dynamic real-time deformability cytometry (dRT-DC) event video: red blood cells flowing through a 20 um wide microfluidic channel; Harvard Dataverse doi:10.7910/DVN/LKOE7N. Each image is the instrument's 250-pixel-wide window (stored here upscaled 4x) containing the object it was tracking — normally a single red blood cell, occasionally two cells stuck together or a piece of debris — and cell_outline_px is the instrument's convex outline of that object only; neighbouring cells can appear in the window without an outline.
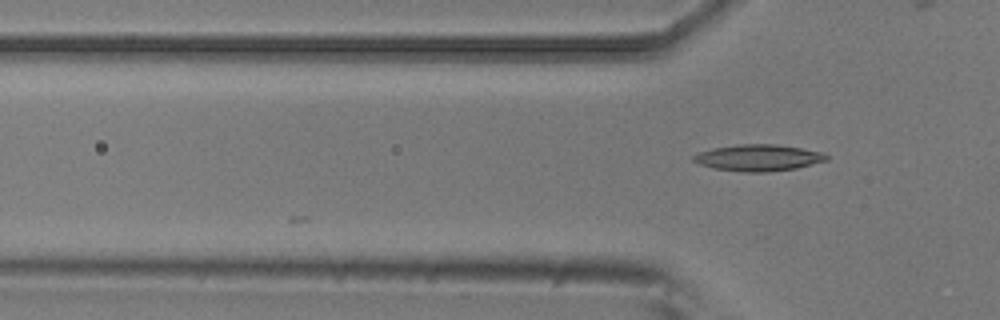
{"species": "common noctule bat (a hibernating species)", "species_latin": "Nyctalus noctula", "temperature_condition": "room temperature", "stored_images_in_passage": 6, "camera_frame_rate_fps": 3000, "um_per_image_px": 0.085, "animal": {"sex": "male", "body_mass_g": 20.5, "forearm_length_mm": 52.5}, "frame": {"image": 1, "passage_image": 5, "time_ms": 1.333, "image_size_px": [1000, 320], "cell_outline_px": [[828, 160], [796, 168], [768, 172], [744, 172], [712, 168], [700, 164], [692, 160], [692, 156], [696, 152], [712, 148], [740, 144], [776, 144], [824, 152], [828, 156]], "centroid_in_image_um": [64.43, 13.4], "position_along_channel_um": 61.4, "area_um2": 20.63}}
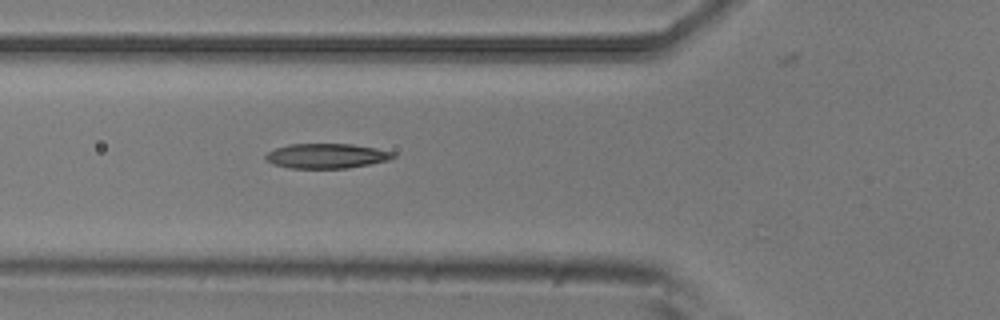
{"frame": {"image": 2, "passage_image": 6, "time_ms": 1.667, "image_size_px": [1000, 320], "cell_outline_px": [[396, 156], [388, 160], [348, 168], [288, 168], [272, 164], [264, 160], [264, 156], [268, 152], [276, 148], [288, 144], [352, 144], [376, 148], [396, 152]], "centroid_in_image_um": [27.73, 13.25], "position_along_channel_um": 98.1, "area_um2": 18.55}}